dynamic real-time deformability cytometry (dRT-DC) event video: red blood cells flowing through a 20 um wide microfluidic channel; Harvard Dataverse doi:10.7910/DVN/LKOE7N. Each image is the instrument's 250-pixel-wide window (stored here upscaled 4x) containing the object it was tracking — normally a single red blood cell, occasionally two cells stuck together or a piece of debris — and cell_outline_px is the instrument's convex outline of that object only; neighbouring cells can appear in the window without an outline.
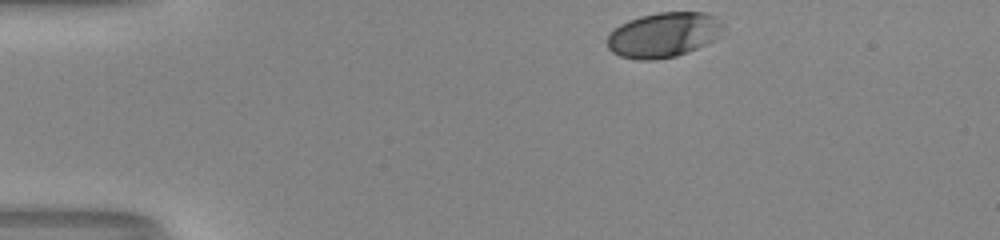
{"species": "human", "species_latin": "Homo sapiens", "temperature_condition": "room temperature", "stored_images_in_passage": 35, "camera_frame_rate_fps": 3000, "um_per_image_px": 0.085, "donor": {"sex": "male"}, "frame": {"image": 1, "passage_image": 1, "time_ms": 0.0, "image_size_px": [1000, 240], "cell_outline_px": [[724, 28], [712, 40], [688, 52], [676, 56], [652, 60], [640, 60], [620, 56], [612, 52], [608, 48], [608, 32], [620, 24], [628, 20], [640, 16], [660, 12], [704, 12], [716, 16], [724, 24]], "centroid_in_image_um": [56.38, 2.95], "position_along_channel_um": 28.6, "area_um2": 30.35}}
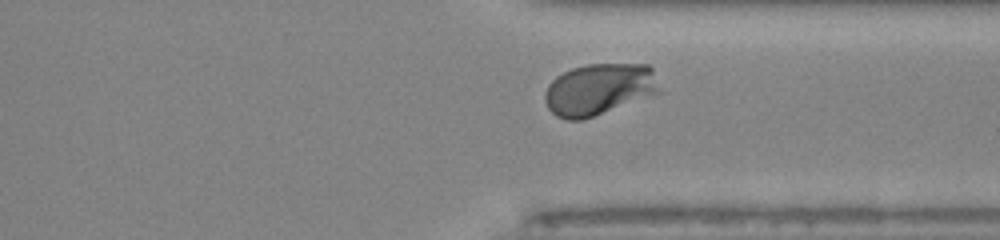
{"frame": {"image": 2, "passage_image": 32, "time_ms": 10.333, "image_size_px": [1000, 240], "cell_outline_px": [[660, 92], [584, 120], [568, 120], [556, 116], [548, 108], [544, 100], [544, 96], [548, 84], [556, 76], [572, 68], [588, 64], [648, 64], [652, 68]], "centroid_in_image_um": [50.88, 7.59], "position_along_channel_um": 360.5, "area_um2": 34.33}, "authors_computed_cell_mechanics": {"area_um2": 32.4836, "velocity_mm_per_s": 3.9666, "shape_relaxation_time_tau1_ms": 2.5455, "shape_relaxation_time_tau2_ms": null, "deformation_change_tau1": 0.1567, "deformation_change_tau2": null}}